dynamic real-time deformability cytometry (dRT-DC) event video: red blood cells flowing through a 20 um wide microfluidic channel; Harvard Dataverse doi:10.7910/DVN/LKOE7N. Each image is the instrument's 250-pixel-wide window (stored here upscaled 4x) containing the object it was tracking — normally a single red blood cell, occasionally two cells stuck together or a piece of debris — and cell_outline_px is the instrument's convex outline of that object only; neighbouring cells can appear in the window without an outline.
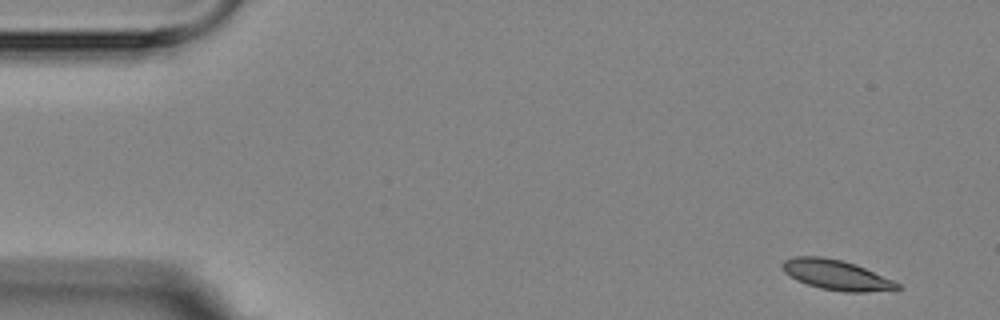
{"species": "Egyptian fruit bat (a non-hibernating species)", "species_latin": "Rousettus aegyptiacus", "temperature_condition": "room temperature", "stored_images_in_passage": 6, "camera_frame_rate_fps": 3000, "um_per_image_px": 0.085, "animal": {"sex": "female"}, "frame": {"image": 1, "passage_image": 1, "time_ms": 0.0, "image_size_px": [1000, 320], "cell_outline_px": [[900, 288], [896, 292], [844, 292], [820, 288], [796, 280], [784, 272], [780, 264], [784, 260], [796, 256], [824, 256], [856, 264], [892, 280], [900, 284]], "centroid_in_image_um": [71.13, 23.38], "position_along_channel_um": 13.9, "area_um2": 20.4}}
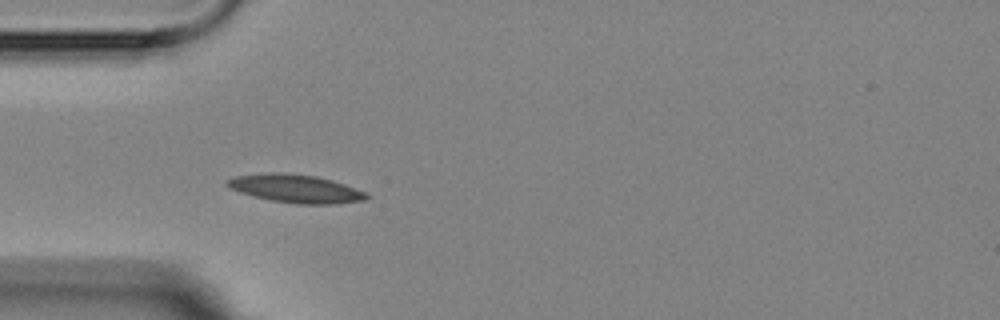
{"frame": {"image": 2, "passage_image": 5, "time_ms": 4.333, "image_size_px": [1000, 320], "cell_outline_px": [[372, 196], [368, 200], [332, 204], [296, 204], [272, 200], [252, 196], [228, 188], [224, 184], [228, 180], [236, 176], [268, 172], [280, 172], [316, 176], [332, 180], [368, 192]], "centroid_in_image_um": [25.18, 16.04], "position_along_channel_um": 59.8, "area_um2": 23.12}}
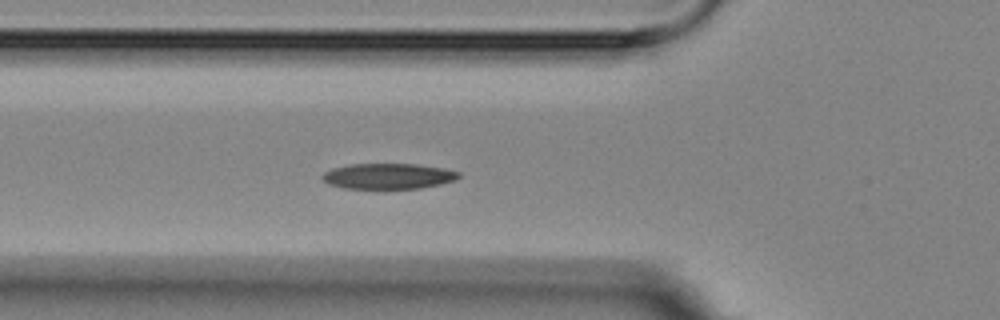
{"frame": {"image": 3, "passage_image": 6, "time_ms": 5.333, "image_size_px": [1000, 320], "cell_outline_px": [[460, 176], [456, 180], [440, 184], [420, 188], [344, 188], [328, 184], [320, 176], [324, 172], [332, 168], [348, 164], [416, 164], [444, 168], [460, 172]], "centroid_in_image_um": [32.99, 14.96], "position_along_channel_um": 92.8, "area_um2": 20.35}}